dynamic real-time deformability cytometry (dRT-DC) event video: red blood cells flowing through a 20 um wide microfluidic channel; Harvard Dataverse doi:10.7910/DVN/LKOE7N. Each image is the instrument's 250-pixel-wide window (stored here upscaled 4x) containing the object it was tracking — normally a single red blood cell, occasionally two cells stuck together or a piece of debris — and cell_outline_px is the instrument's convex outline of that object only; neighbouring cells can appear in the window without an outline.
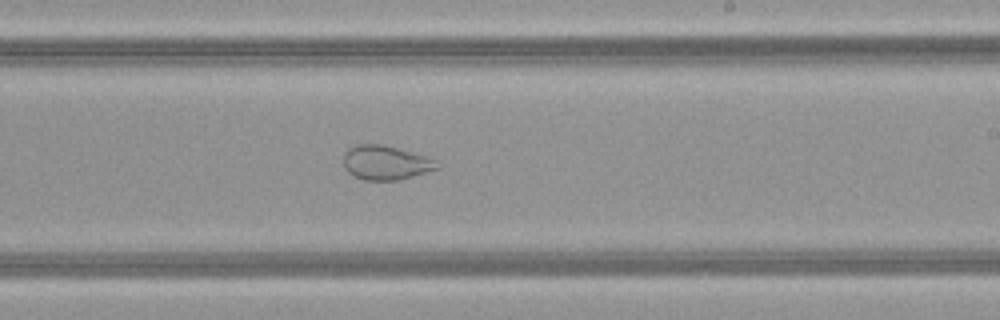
{"species": "common noctule bat (a hibernating species)", "species_latin": "Nyctalus noctula", "temperature_condition": "warm", "stored_images_in_passage": 48, "camera_frame_rate_fps": 3000, "um_per_image_px": 0.085, "animal": {"sex": "female", "body_mass_g": 21.9}, "frame": {"image": 1, "passage_image": 28, "time_ms": 9.0, "image_size_px": [1000, 320], "cell_outline_px": [[440, 168], [400, 180], [364, 180], [348, 172], [344, 168], [344, 152], [348, 148], [356, 144], [384, 144], [424, 156], [436, 160]], "centroid_in_image_um": [32.77, 13.82], "position_along_channel_um": 256.2, "area_um2": 18.67}}
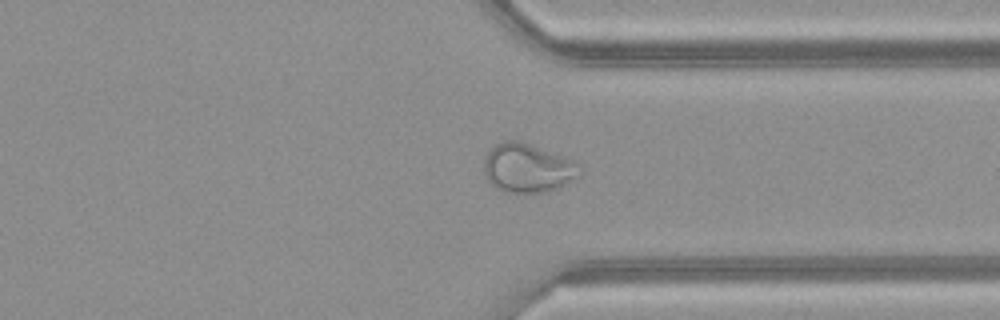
{"frame": {"image": 2, "passage_image": 36, "time_ms": 11.667, "image_size_px": [1000, 320], "cell_outline_px": [[584, 168], [580, 176], [556, 188], [544, 192], [504, 192], [496, 188], [488, 180], [484, 172], [484, 156], [496, 144], [504, 140], [516, 140], [528, 144], [572, 160]], "centroid_in_image_um": [44.84, 14.29], "position_along_channel_um": 366.6, "area_um2": 26.99}}
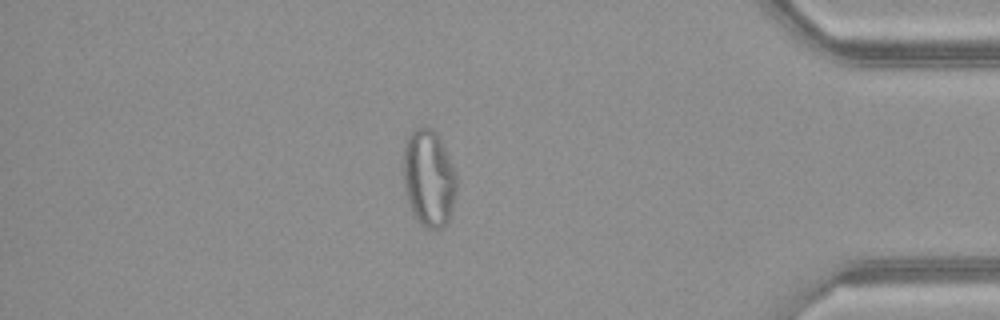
{"frame": {"image": 3, "passage_image": 41, "time_ms": 13.333, "image_size_px": [1000, 320], "cell_outline_px": [[456, 192], [452, 208], [448, 220], [440, 228], [428, 228], [420, 224], [412, 216], [404, 188], [404, 148], [408, 136], [416, 128], [432, 128], [436, 132], [444, 148], [456, 176]], "centroid_in_image_um": [36.42, 15.18], "position_along_channel_um": 398.8, "area_um2": 29.71}}